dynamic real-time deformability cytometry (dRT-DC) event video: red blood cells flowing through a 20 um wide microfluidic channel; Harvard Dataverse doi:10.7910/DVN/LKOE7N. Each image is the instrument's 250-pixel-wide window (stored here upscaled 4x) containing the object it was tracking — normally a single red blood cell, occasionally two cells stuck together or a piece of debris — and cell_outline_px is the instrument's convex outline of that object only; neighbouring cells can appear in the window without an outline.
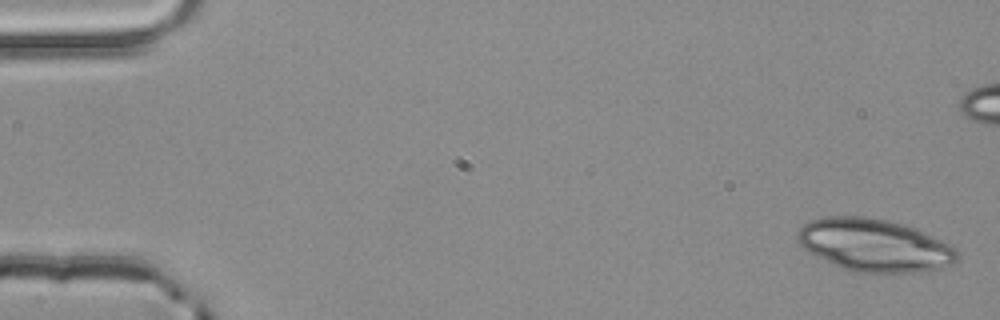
{"species": "common noctule bat (a hibernating species)", "species_latin": "Nyctalus noctula", "temperature_condition": "room temperature", "stored_images_in_passage": 5, "camera_frame_rate_fps": 3000, "um_per_image_px": 0.085, "animal": {"sex": "male", "body_mass_g": 20.4}, "frame": {"image": 1, "passage_image": 1, "time_ms": 0.0, "image_size_px": [1000, 320], "cell_outline_px": [[960, 256], [952, 264], [940, 268], [912, 272], [856, 272], [844, 268], [816, 256], [808, 252], [800, 244], [796, 236], [796, 232], [808, 220], [824, 216], [864, 216], [884, 220], [916, 228], [956, 248]], "centroid_in_image_um": [74.29, 20.83], "position_along_channel_um": 10.7, "area_um2": 48.55}}